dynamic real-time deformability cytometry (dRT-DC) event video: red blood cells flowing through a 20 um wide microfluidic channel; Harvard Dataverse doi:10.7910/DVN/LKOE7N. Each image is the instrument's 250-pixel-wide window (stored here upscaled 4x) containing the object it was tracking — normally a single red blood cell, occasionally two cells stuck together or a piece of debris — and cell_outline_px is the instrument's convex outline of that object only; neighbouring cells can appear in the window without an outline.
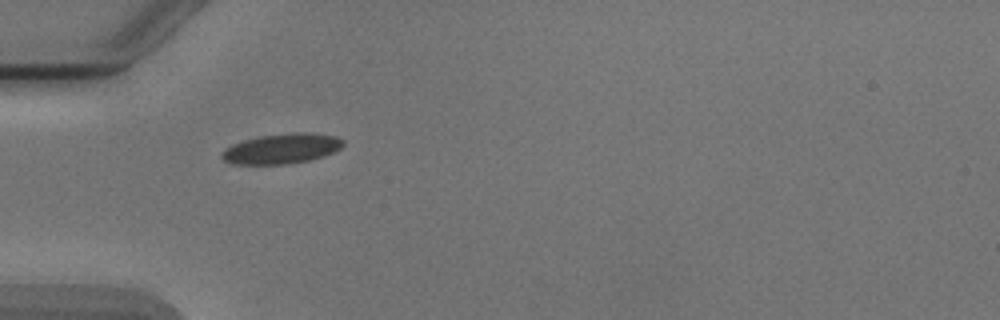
{"species": "Egyptian fruit bat (a non-hibernating species)", "species_latin": "Rousettus aegyptiacus", "temperature_condition": "cold", "stored_images_in_passage": 5, "camera_frame_rate_fps": 3000, "um_per_image_px": 0.085, "animal": {"sex": "male"}, "frame": {"image": 1, "passage_image": 1, "time_ms": 0.0, "image_size_px": [1000, 320], "cell_outline_px": [[344, 144], [340, 148], [324, 156], [308, 160], [284, 164], [236, 164], [224, 160], [220, 156], [220, 152], [224, 148], [232, 144], [244, 140], [260, 136], [296, 132], [312, 132], [336, 136], [344, 140]], "centroid_in_image_um": [23.94, 12.62], "position_along_channel_um": 61.1, "area_um2": 21.27}}
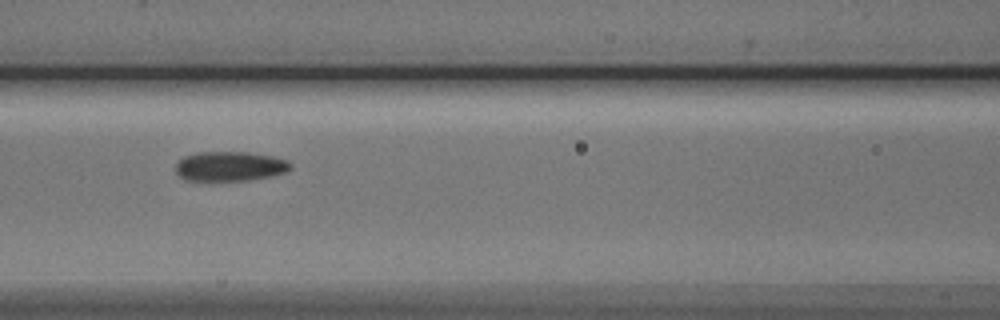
{"frame": {"image": 2, "passage_image": 3, "time_ms": 2.333, "image_size_px": [1000, 320], "cell_outline_px": [[292, 168], [288, 172], [272, 176], [248, 180], [184, 180], [176, 172], [176, 164], [184, 156], [196, 152], [248, 152], [272, 156], [288, 160], [292, 164]], "centroid_in_image_um": [19.58, 14.13], "position_along_channel_um": 147.0, "area_um2": 19.94}}
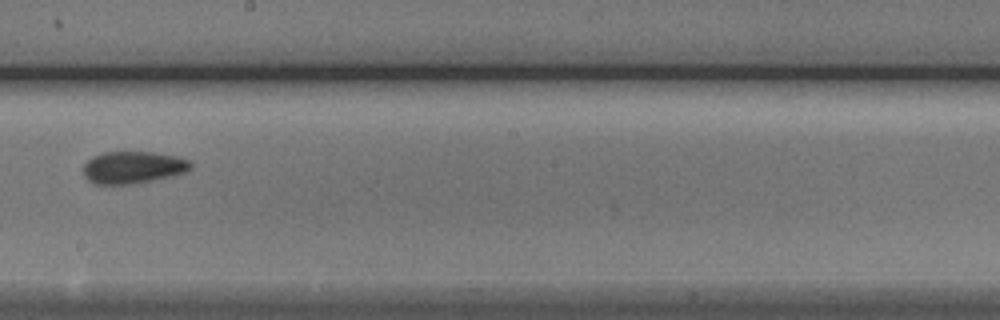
{"frame": {"image": 3, "passage_image": 5, "time_ms": 4.667, "image_size_px": [1000, 320], "cell_outline_px": [[192, 168], [188, 172], [172, 176], [132, 184], [92, 184], [84, 176], [84, 164], [92, 156], [104, 152], [152, 152], [176, 156], [188, 160], [192, 164]], "centroid_in_image_um": [11.31, 14.23], "position_along_channel_um": 236.9, "area_um2": 20.23}}